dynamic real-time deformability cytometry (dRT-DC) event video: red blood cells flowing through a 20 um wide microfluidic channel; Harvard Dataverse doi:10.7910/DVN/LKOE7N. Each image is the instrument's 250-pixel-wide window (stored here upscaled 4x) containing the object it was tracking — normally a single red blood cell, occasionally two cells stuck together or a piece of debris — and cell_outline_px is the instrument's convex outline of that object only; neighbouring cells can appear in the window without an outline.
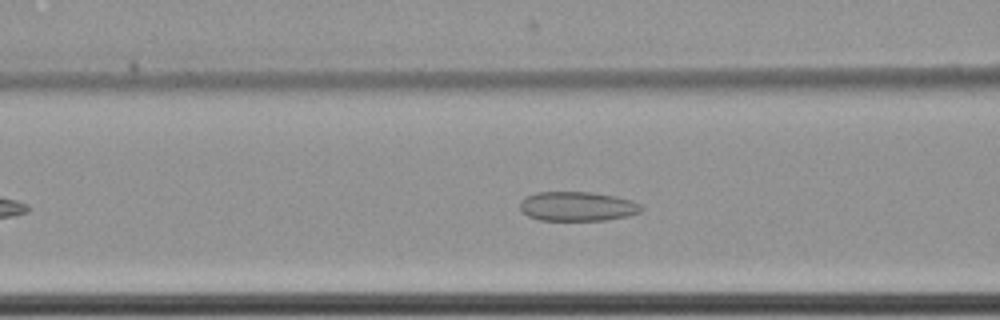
{"species": "common noctule bat (a hibernating species)", "species_latin": "Nyctalus noctula", "temperature_condition": "cold", "stored_images_in_passage": 48, "camera_frame_rate_fps": 3000, "um_per_image_px": 0.085, "animal": {"sex": "female", "body_mass_g": 22.7, "forearm_length_mm": 54.2}, "frame": {"image": 1, "passage_image": 14, "time_ms": 4.333, "image_size_px": [1000, 320], "cell_outline_px": [[644, 208], [640, 212], [628, 216], [604, 220], [540, 220], [528, 216], [520, 212], [520, 200], [536, 192], [592, 192], [616, 196], [632, 200], [640, 204]], "centroid_in_image_um": [49.07, 17.54], "position_along_channel_um": 117.5, "area_um2": 20.92}}
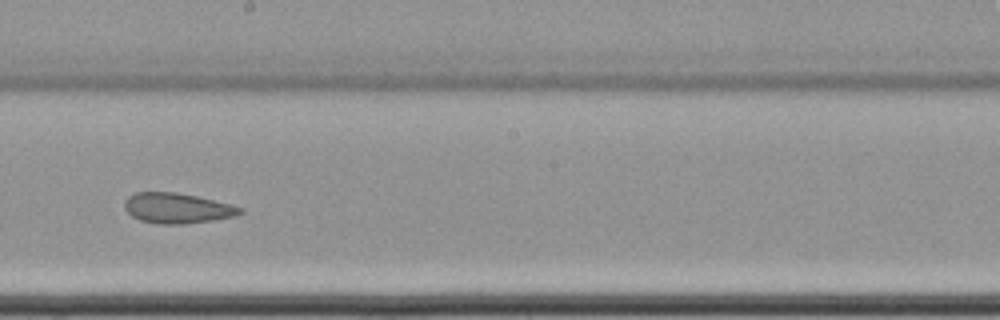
{"frame": {"image": 2, "passage_image": 24, "time_ms": 7.667, "image_size_px": [1000, 320], "cell_outline_px": [[244, 212], [232, 216], [212, 220], [184, 224], [160, 224], [140, 220], [132, 216], [124, 208], [124, 200], [128, 196], [136, 192], [176, 192], [196, 196], [232, 204], [244, 208]], "centroid_in_image_um": [15.05, 17.69], "position_along_channel_um": 233.2, "area_um2": 20.4}}
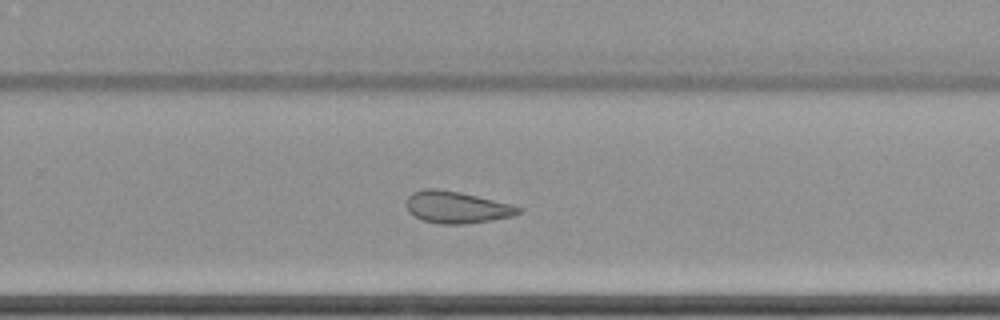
{"frame": {"image": 3, "passage_image": 29, "time_ms": 9.333, "image_size_px": [1000, 320], "cell_outline_px": [[524, 208], [520, 212], [512, 216], [464, 224], [440, 224], [424, 220], [408, 212], [408, 196], [412, 192], [424, 188], [436, 188], [460, 192], [512, 204]], "centroid_in_image_um": [38.83, 17.6], "position_along_channel_um": 291.0, "area_um2": 20.63}, "authors_computed_cell_mechanics": {"area_um2": 21.5305, "velocity_mm_per_s": 3.4789, "shape_relaxation_time_tau1_ms": null, "shape_relaxation_time_tau2_ms": 5.4984, "deformation_change_tau1": null, "deformation_change_tau2": 0.1136}}